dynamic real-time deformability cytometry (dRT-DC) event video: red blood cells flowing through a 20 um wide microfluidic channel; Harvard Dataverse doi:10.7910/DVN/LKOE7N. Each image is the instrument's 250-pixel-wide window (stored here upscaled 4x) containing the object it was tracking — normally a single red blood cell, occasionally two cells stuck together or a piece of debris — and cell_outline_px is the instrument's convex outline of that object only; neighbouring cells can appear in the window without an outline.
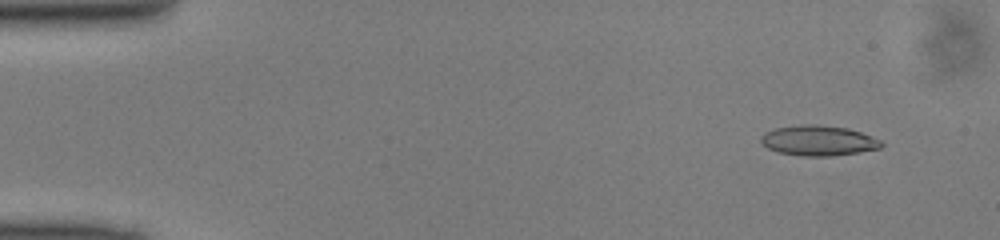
{"species": "common noctule bat (a hibernating species)", "species_latin": "Nyctalus noctula", "temperature_condition": "cold", "stored_images_in_passage": 49, "camera_frame_rate_fps": 3000, "um_per_image_px": 0.085, "animal": {"sex": "male", "body_mass_g": 13.0, "forearm_length_mm": 53.1}, "frame": {"image": 1, "passage_image": 4, "time_ms": 1.0, "image_size_px": [1000, 240], "cell_outline_px": [[884, 144], [880, 148], [860, 152], [832, 156], [800, 156], [776, 152], [768, 148], [760, 140], [760, 136], [764, 132], [772, 128], [800, 124], [820, 124], [848, 128], [872, 136], [880, 140]], "centroid_in_image_um": [69.54, 11.94], "position_along_channel_um": 15.5, "area_um2": 21.56}}
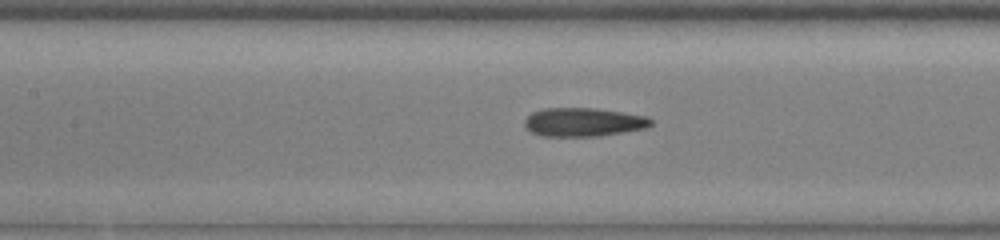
{"frame": {"image": 2, "passage_image": 22, "time_ms": 7.0, "image_size_px": [1000, 240], "cell_outline_px": [[652, 124], [644, 128], [624, 132], [600, 136], [540, 136], [532, 132], [524, 124], [524, 120], [532, 112], [544, 108], [592, 108], [648, 116], [652, 120]], "centroid_in_image_um": [49.58, 10.38], "position_along_channel_um": 157.8, "area_um2": 20.98}}
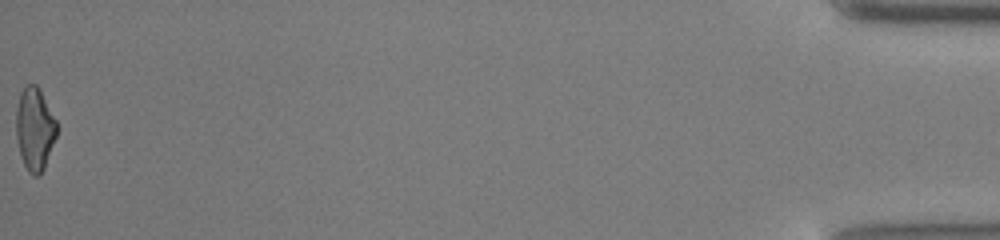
{"frame": {"image": 3, "passage_image": 49, "time_ms": 16.0, "image_size_px": [1000, 240], "cell_outline_px": [[56, 136], [44, 168], [40, 176], [32, 176], [28, 172], [20, 156], [16, 136], [16, 108], [20, 92], [24, 84], [36, 84], [56, 120]], "centroid_in_image_um": [2.92, 10.97], "position_along_channel_um": 432.3, "area_um2": 19.59}}